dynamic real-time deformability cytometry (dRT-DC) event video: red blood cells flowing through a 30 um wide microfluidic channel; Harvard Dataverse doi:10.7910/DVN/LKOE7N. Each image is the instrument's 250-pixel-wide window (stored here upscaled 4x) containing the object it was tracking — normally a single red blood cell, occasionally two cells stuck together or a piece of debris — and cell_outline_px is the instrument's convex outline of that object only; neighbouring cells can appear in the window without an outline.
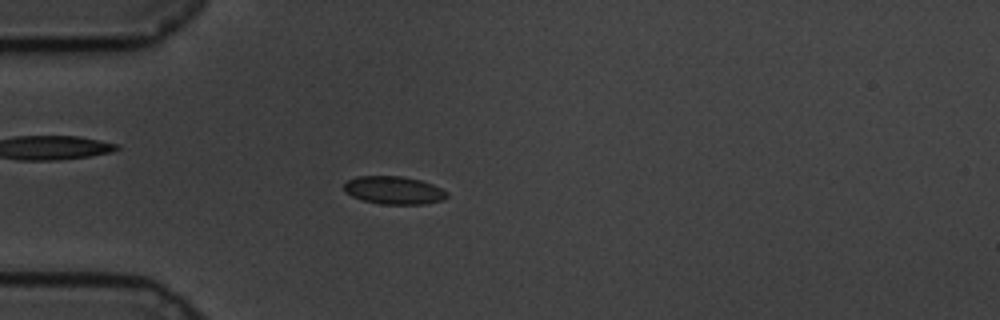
{"species": "common noctule bat (a hibernating species)", "species_latin": "Nyctalus noctula", "temperature_condition": "cold", "stored_images_in_passage": 54, "camera_frame_rate_fps": 3000, "um_per_image_px": 0.085, "animal": {"sex": "male", "body_mass_g": 19.5, "forearm_length_mm": 54.6}, "frame": {"image": 1, "passage_image": 11, "time_ms": 3.333, "image_size_px": [1000, 320], "cell_outline_px": [[448, 196], [440, 200], [424, 204], [380, 204], [364, 200], [352, 196], [344, 192], [344, 184], [348, 180], [356, 176], [400, 176], [420, 180], [432, 184], [448, 192]], "centroid_in_image_um": [33.45, 16.17], "position_along_channel_um": 51.5, "area_um2": 16.65}}
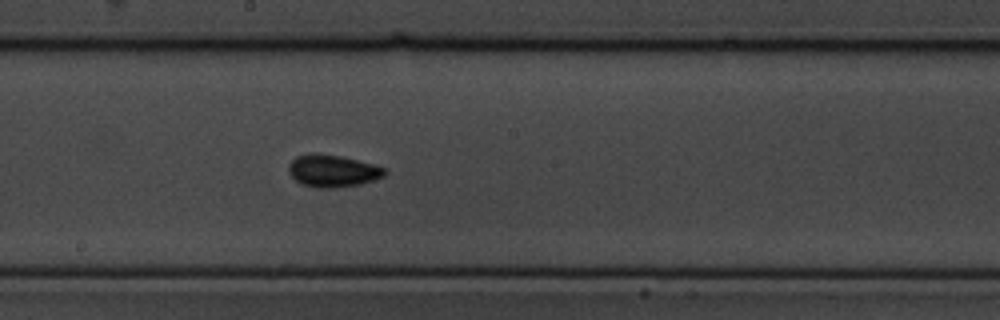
{"frame": {"image": 2, "passage_image": 27, "time_ms": 8.667, "image_size_px": [1000, 320], "cell_outline_px": [[388, 172], [384, 176], [360, 184], [332, 188], [316, 188], [304, 184], [296, 180], [288, 172], [288, 164], [296, 156], [312, 152], [316, 152], [340, 156], [372, 164], [384, 168]], "centroid_in_image_um": [28.24, 14.51], "position_along_channel_um": 220.0, "area_um2": 17.98}}
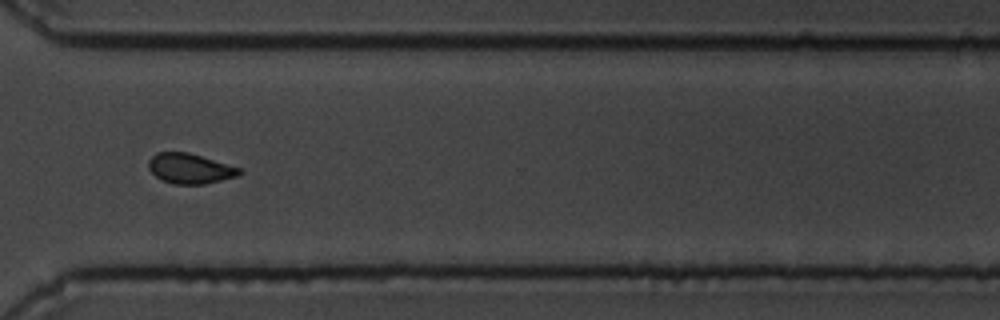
{"frame": {"image": 3, "passage_image": 39, "time_ms": 12.667, "image_size_px": [1000, 320], "cell_outline_px": [[244, 172], [236, 176], [204, 184], [172, 184], [156, 176], [148, 168], [148, 160], [156, 152], [188, 152], [240, 168]], "centroid_in_image_um": [16.12, 14.32], "position_along_channel_um": 354.5, "area_um2": 15.78}, "authors_computed_cell_mechanics": {"area_um2": 16.5019, "velocity_mm_per_s": 3.3564, "shape_relaxation_time_tau1_ms": 9.4922, "shape_relaxation_time_tau2_ms": null, "deformation_change_tau1": 0.1106, "deformation_change_tau2": null}}